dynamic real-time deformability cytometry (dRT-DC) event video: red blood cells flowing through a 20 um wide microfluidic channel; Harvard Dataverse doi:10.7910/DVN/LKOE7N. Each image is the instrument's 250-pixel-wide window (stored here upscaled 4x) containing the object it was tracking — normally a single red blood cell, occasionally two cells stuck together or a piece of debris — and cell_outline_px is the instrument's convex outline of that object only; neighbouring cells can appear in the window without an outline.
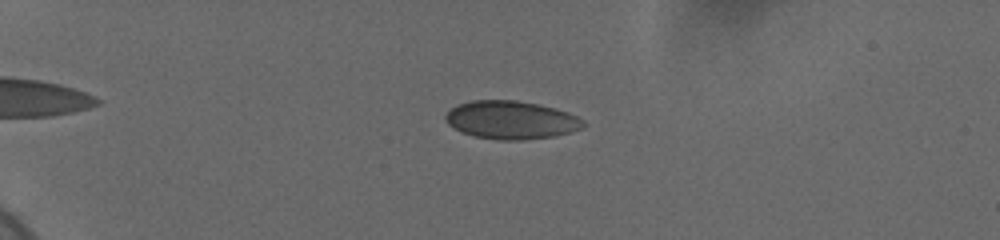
{"species": "human", "species_latin": "Homo sapiens", "temperature_condition": "cold", "stored_images_in_passage": 51, "camera_frame_rate_fps": 3000, "um_per_image_px": 0.085, "donor": {"sex": "female"}, "frame": {"image": 1, "passage_image": 10, "time_ms": 4.667, "image_size_px": [1000, 240], "cell_outline_px": [[584, 124], [580, 128], [556, 136], [520, 140], [500, 140], [476, 136], [464, 132], [448, 124], [444, 120], [444, 116], [456, 104], [472, 100], [516, 100], [556, 108], [568, 112], [584, 120]], "centroid_in_image_um": [43.43, 10.19], "position_along_channel_um": 41.6, "area_um2": 30.4}}
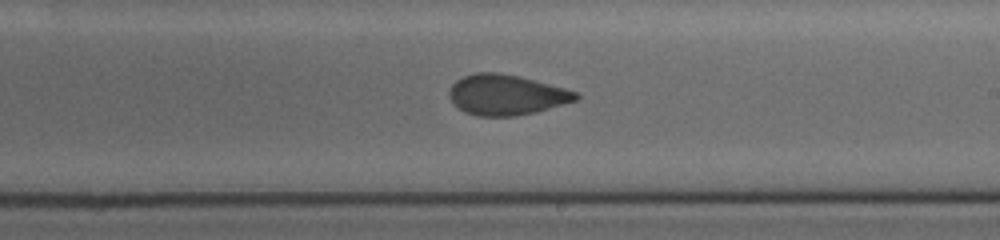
{"frame": {"image": 2, "passage_image": 32, "time_ms": 12.0, "image_size_px": [1000, 240], "cell_outline_px": [[580, 96], [576, 100], [536, 112], [516, 116], [476, 116], [464, 112], [448, 96], [448, 92], [452, 84], [456, 80], [464, 76], [476, 72], [496, 72], [520, 76], [564, 88], [576, 92]], "centroid_in_image_um": [43.01, 8.06], "position_along_channel_um": 246.0, "area_um2": 29.71}}
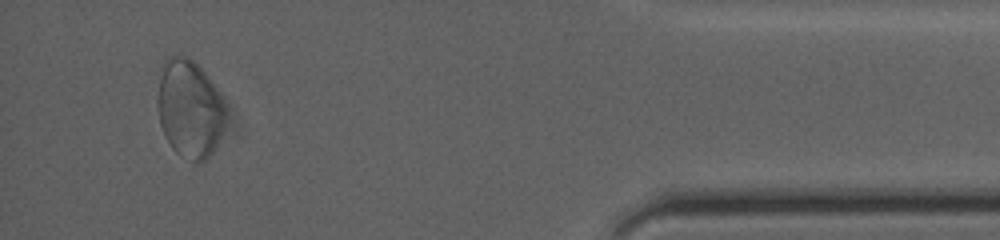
{"frame": {"image": 3, "passage_image": 51, "time_ms": 18.0, "image_size_px": [1000, 240], "cell_outline_px": [[224, 120], [216, 144], [212, 152], [204, 160], [196, 164], [180, 156], [172, 148], [164, 136], [160, 124], [160, 68], [164, 60], [168, 56], [188, 56], [204, 72], [212, 84], [224, 108]], "centroid_in_image_um": [16.08, 9.27], "position_along_channel_um": 419.1, "area_um2": 37.69}, "authors_computed_cell_mechanics": {"area_um2": 30.2294, "velocity_mm_per_s": 3.6576, "shape_relaxation_time_tau1_ms": 6.132, "shape_relaxation_time_tau2_ms": 0.6812, "deformation_change_tau1": 0.114, "deformation_change_tau2": 0.0498}}